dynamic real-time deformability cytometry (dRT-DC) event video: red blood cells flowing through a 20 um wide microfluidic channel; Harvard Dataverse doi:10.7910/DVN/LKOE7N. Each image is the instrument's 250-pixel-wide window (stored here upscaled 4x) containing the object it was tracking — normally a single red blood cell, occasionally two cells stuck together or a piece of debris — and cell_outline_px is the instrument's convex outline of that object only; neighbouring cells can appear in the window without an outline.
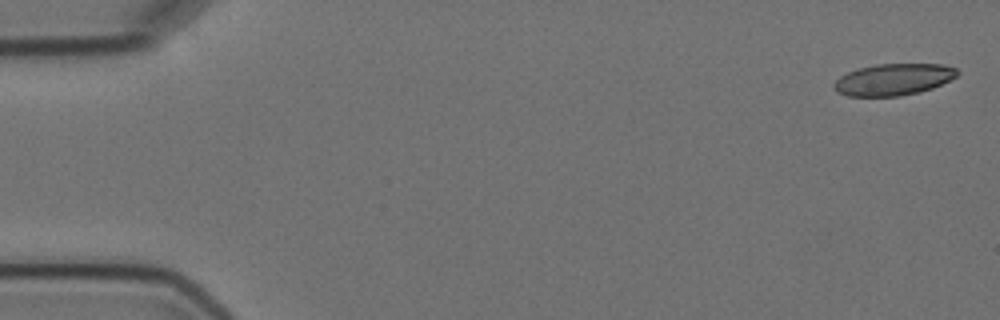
{"species": "Egyptian fruit bat (a non-hibernating species)", "species_latin": "Rousettus aegyptiacus", "temperature_condition": "cold", "stored_images_in_passage": 7, "camera_frame_rate_fps": 3000, "um_per_image_px": 0.085, "animal": {"sex": "female"}, "frame": {"image": 1, "passage_image": 1, "time_ms": 0.0, "image_size_px": [1000, 320], "cell_outline_px": [[960, 72], [956, 76], [932, 88], [920, 92], [900, 96], [848, 96], [836, 92], [832, 88], [832, 84], [840, 76], [848, 72], [860, 68], [876, 64], [940, 64], [956, 68]], "centroid_in_image_um": [75.9, 6.76], "position_along_channel_um": 9.1, "area_um2": 22.72}}
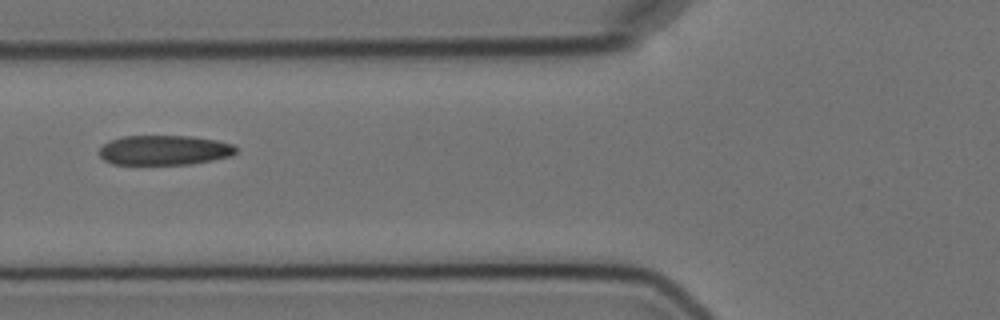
{"frame": {"image": 2, "passage_image": 6, "time_ms": 6.667, "image_size_px": [1000, 320], "cell_outline_px": [[236, 152], [232, 156], [192, 164], [112, 164], [104, 160], [100, 156], [100, 148], [104, 144], [112, 140], [124, 136], [192, 136], [216, 140], [232, 144], [236, 148]], "centroid_in_image_um": [13.98, 12.76], "position_along_channel_um": 111.8, "area_um2": 23.64}}
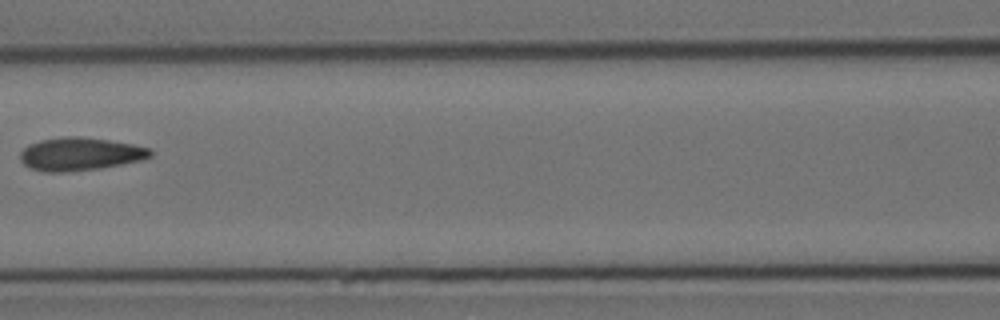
{"frame": {"image": 3, "passage_image": 7, "time_ms": 8.0, "image_size_px": [1000, 320], "cell_outline_px": [[152, 156], [140, 160], [100, 168], [68, 172], [44, 172], [28, 168], [20, 160], [20, 152], [28, 144], [40, 140], [64, 136], [80, 136], [108, 140], [132, 144], [152, 148]], "centroid_in_image_um": [6.77, 13.09], "position_along_channel_um": 159.8, "area_um2": 25.2}}